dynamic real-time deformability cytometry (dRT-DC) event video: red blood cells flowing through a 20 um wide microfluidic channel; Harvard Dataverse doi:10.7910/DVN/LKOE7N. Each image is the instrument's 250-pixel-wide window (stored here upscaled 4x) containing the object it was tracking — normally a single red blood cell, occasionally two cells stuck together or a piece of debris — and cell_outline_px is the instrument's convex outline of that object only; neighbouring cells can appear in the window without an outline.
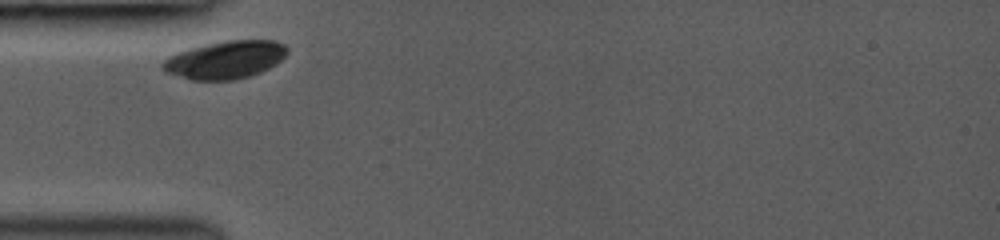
{"species": "common noctule bat (a hibernating species)", "species_latin": "Nyctalus noctula", "temperature_condition": "room temperature", "stored_images_in_passage": 26, "camera_frame_rate_fps": 3000, "um_per_image_px": 0.085, "animal": {"sex": "female", "body_mass_g": 19.0, "forearm_length_mm": 53.3}, "frame": {"image": 1, "passage_image": 1, "time_ms": 0.0, "image_size_px": [1000, 240], "cell_outline_px": [[288, 52], [276, 64], [260, 72], [236, 80], [192, 80], [164, 72], [160, 68], [160, 64], [164, 60], [188, 48], [204, 44], [228, 40], [272, 40], [284, 44], [288, 48]], "centroid_in_image_um": [19.13, 5.08], "position_along_channel_um": 65.9, "area_um2": 27.46}}
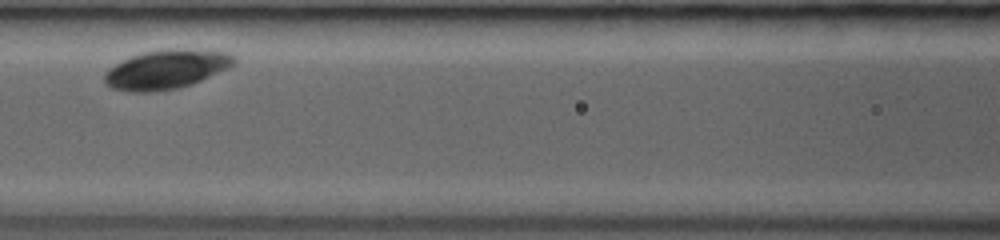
{"frame": {"image": 2, "passage_image": 8, "time_ms": 2.333, "image_size_px": [1000, 240], "cell_outline_px": [[236, 64], [228, 68], [192, 84], [176, 88], [148, 92], [132, 92], [112, 88], [104, 80], [104, 72], [108, 68], [128, 56], [140, 52], [164, 48], [208, 48], [232, 52], [236, 56]], "centroid_in_image_um": [14.19, 5.84], "position_along_channel_um": 152.4, "area_um2": 30.4}}
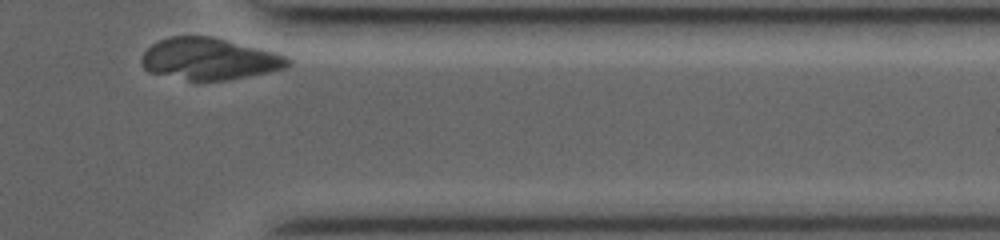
{"frame": {"image": 3, "passage_image": 26, "time_ms": 8.667, "image_size_px": [1000, 240], "cell_outline_px": [[292, 60], [284, 68], [268, 72], [228, 80], [188, 80], [148, 72], [144, 68], [140, 60], [144, 52], [152, 44], [160, 40], [172, 36], [212, 36], [272, 52], [284, 56]], "centroid_in_image_um": [17.74, 5.01], "position_along_channel_um": 393.7, "area_um2": 35.08}}